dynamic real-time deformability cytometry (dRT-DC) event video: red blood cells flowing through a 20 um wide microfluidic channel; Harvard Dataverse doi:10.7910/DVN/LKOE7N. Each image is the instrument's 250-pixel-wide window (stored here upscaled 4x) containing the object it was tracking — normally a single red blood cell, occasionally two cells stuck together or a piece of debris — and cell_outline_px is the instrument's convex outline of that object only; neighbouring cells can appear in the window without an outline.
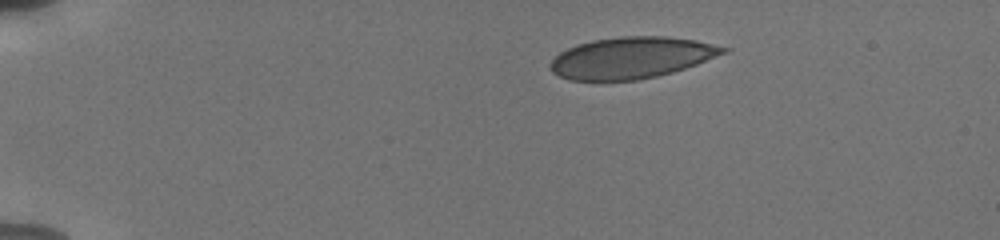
{"species": "human", "species_latin": "Homo sapiens", "temperature_condition": "cold", "stored_images_in_passage": 45, "camera_frame_rate_fps": 3000, "um_per_image_px": 0.085, "donor": {"sex": "male"}, "frame": {"image": 1, "passage_image": 1, "time_ms": 0.0, "image_size_px": [1000, 240], "cell_outline_px": [[732, 48], [728, 52], [696, 64], [672, 72], [656, 76], [636, 80], [568, 80], [552, 72], [548, 64], [560, 52], [576, 44], [592, 40], [620, 36], [668, 36], [696, 40]], "centroid_in_image_um": [53.68, 4.89], "position_along_channel_um": 31.3, "area_um2": 41.79}}
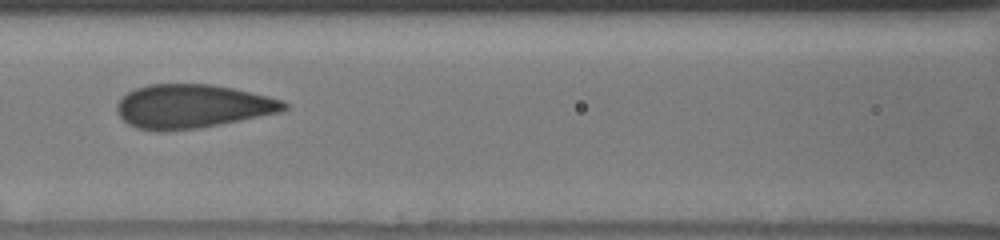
{"frame": {"image": 2, "passage_image": 17, "time_ms": 5.333, "image_size_px": [1000, 240], "cell_outline_px": [[288, 108], [280, 112], [220, 124], [196, 128], [164, 132], [160, 132], [136, 128], [128, 124], [116, 112], [116, 104], [128, 92], [136, 88], [148, 84], [212, 84], [232, 88], [268, 96], [280, 100], [288, 104]], "centroid_in_image_um": [16.31, 9.04], "position_along_channel_um": 150.3, "area_um2": 42.54}}
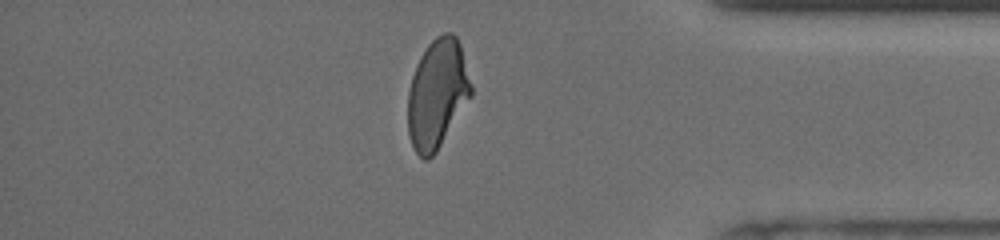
{"frame": {"image": 3, "passage_image": 38, "time_ms": 12.333, "image_size_px": [1000, 240], "cell_outline_px": [[472, 96], [436, 152], [428, 160], [424, 160], [412, 148], [408, 132], [408, 92], [412, 76], [416, 64], [420, 56], [428, 44], [436, 36], [444, 32], [452, 32], [456, 36], [460, 44], [472, 84]], "centroid_in_image_um": [37.17, 7.97], "position_along_channel_um": 398.0, "area_um2": 40.4}, "authors_computed_cell_mechanics": {"area_um2": 42.0784, "velocity_mm_per_s": 3.8069, "shape_relaxation_time_tau1_ms": 6.5438, "shape_relaxation_time_tau2_ms": null, "deformation_change_tau1": 0.1701, "deformation_change_tau2": null}}